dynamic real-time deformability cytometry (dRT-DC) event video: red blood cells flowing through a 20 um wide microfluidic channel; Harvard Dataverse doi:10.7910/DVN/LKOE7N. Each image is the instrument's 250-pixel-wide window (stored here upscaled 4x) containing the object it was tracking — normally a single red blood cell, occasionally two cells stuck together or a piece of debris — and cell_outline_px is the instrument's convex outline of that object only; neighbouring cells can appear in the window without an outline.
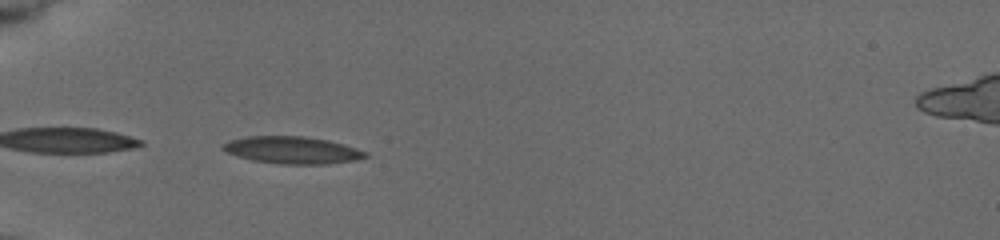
{"species": "common noctule bat (a hibernating species)", "species_latin": "Nyctalus noctula", "temperature_condition": "cold", "stored_images_in_passage": 3, "camera_frame_rate_fps": 3000, "um_per_image_px": 0.085, "animal": {"sex": "female", "body_mass_g": 19.5, "forearm_length_mm": 54.1}, "frame": {"image": 1, "passage_image": 2, "time_ms": 0.333, "image_size_px": [1000, 240], "cell_outline_px": [[368, 156], [356, 160], [328, 164], [280, 164], [252, 160], [228, 152], [220, 148], [220, 144], [244, 136], [304, 136], [328, 140], [344, 144], [368, 152]], "centroid_in_image_um": [24.86, 12.75], "position_along_channel_um": 60.1, "area_um2": 22.6}}